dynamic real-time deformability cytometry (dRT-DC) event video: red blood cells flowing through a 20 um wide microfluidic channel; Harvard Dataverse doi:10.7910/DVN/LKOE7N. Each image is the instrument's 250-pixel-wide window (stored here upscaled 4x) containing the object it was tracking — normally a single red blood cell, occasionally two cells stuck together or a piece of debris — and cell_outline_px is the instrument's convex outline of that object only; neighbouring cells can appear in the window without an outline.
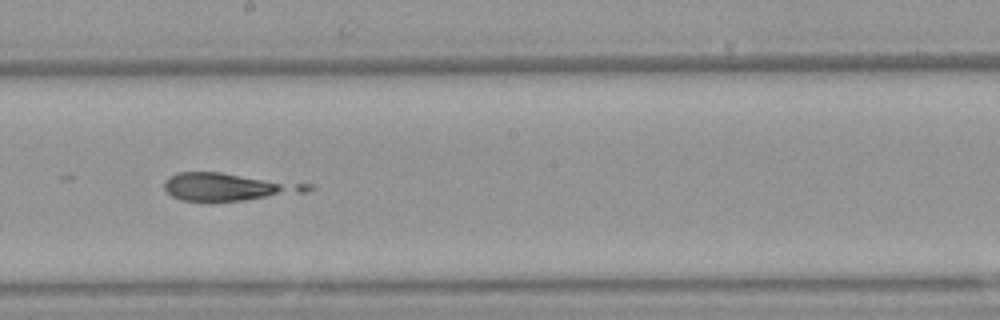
{"species": "Egyptian fruit bat (a non-hibernating species)", "species_latin": "Rousettus aegyptiacus", "temperature_condition": "warm", "stored_images_in_passage": 33, "camera_frame_rate_fps": 3000, "um_per_image_px": 0.085, "animal": {"sex": "female"}, "frame": {"image": 1, "passage_image": 15, "time_ms": 4.667, "image_size_px": [1000, 320], "cell_outline_px": [[316, 188], [308, 192], [244, 200], [184, 200], [172, 196], [164, 188], [164, 180], [168, 176], [180, 172], [220, 172], [312, 184]], "centroid_in_image_um": [19.46, 15.86], "position_along_channel_um": 228.7, "area_um2": 22.95}}